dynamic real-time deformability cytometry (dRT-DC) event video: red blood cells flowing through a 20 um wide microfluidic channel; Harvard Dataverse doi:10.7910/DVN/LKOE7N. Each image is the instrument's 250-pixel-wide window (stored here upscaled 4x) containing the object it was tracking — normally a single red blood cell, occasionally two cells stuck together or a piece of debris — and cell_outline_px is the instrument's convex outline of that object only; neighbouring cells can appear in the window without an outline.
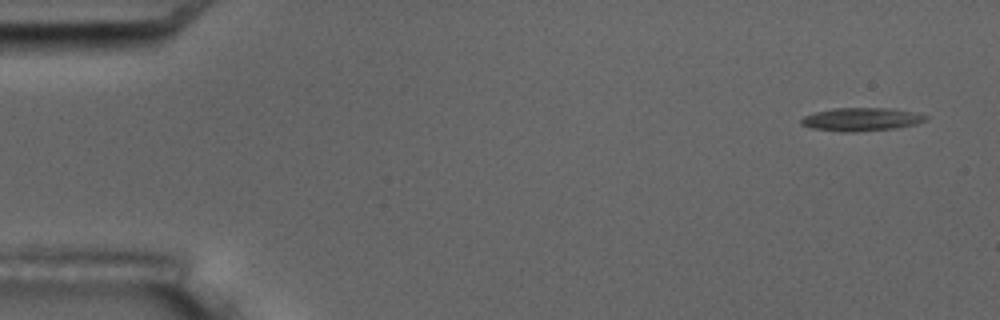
{"species": "common noctule bat (a hibernating species)", "species_latin": "Nyctalus noctula", "temperature_condition": "room temperature", "stored_images_in_passage": 4, "camera_frame_rate_fps": 3000, "um_per_image_px": 0.085, "animal": {"sex": "male", "body_mass_g": 17.5, "forearm_length_mm": 52.3}, "frame": {"image": 1, "passage_image": 1, "time_ms": 0.0, "image_size_px": [1000, 320], "cell_outline_px": [[928, 116], [924, 120], [916, 124], [896, 128], [856, 132], [840, 132], [812, 128], [800, 124], [800, 120], [804, 116], [816, 112], [832, 108], [892, 108], [912, 112]], "centroid_in_image_um": [73.17, 10.15], "position_along_channel_um": 11.8, "area_um2": 16.82}}
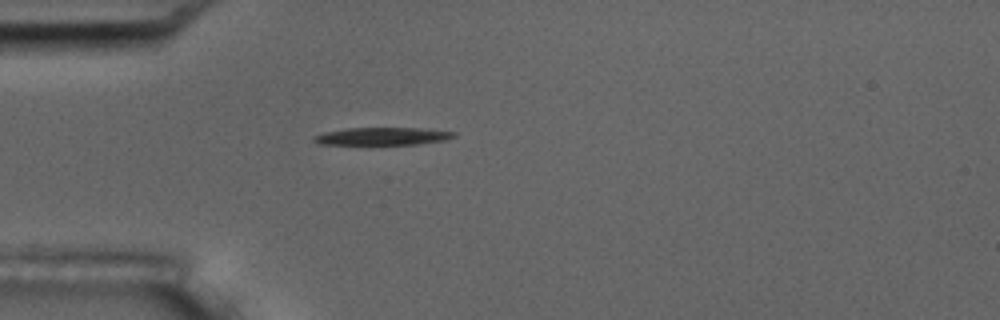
{"frame": {"image": 2, "passage_image": 4, "time_ms": 4.333, "image_size_px": [1000, 320], "cell_outline_px": [[456, 136], [448, 140], [416, 144], [316, 144], [312, 140], [312, 136], [324, 132], [348, 128], [420, 128], [456, 132]], "centroid_in_image_um": [32.51, 11.58], "position_along_channel_um": 52.5, "area_um2": 14.39}}